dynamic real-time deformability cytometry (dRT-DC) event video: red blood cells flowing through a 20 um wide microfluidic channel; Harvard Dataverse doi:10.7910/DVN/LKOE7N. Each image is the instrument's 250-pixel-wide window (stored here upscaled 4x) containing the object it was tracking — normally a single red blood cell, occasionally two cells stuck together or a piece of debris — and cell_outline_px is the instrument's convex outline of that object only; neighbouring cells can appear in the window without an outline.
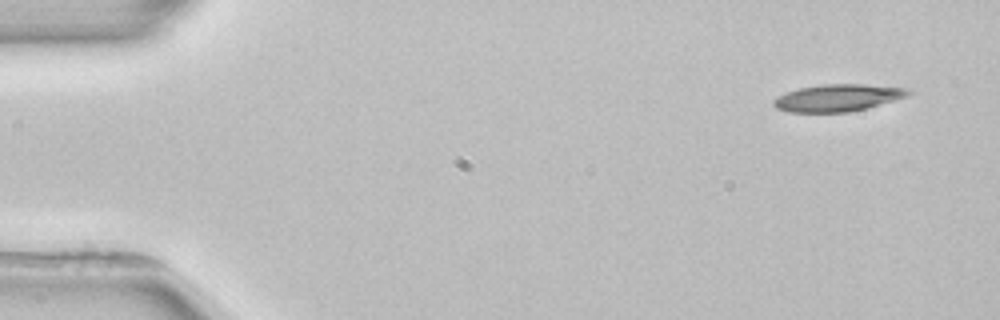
{"species": "common noctule bat (a hibernating species)", "species_latin": "Nyctalus noctula", "temperature_condition": "room temperature", "stored_images_in_passage": 5, "camera_frame_rate_fps": 3000, "um_per_image_px": 0.085, "animal": {"sex": "female", "body_mass_g": 22.7, "forearm_length_mm": 54.2}, "frame": {"image": 1, "passage_image": 1, "time_ms": 0.0, "image_size_px": [1000, 320], "cell_outline_px": [[912, 92], [904, 96], [868, 108], [848, 112], [788, 112], [776, 108], [772, 104], [772, 100], [788, 92], [800, 88], [824, 84], [864, 84], [904, 88]], "centroid_in_image_um": [71.15, 8.32], "position_along_channel_um": 13.8, "area_um2": 20.87}}
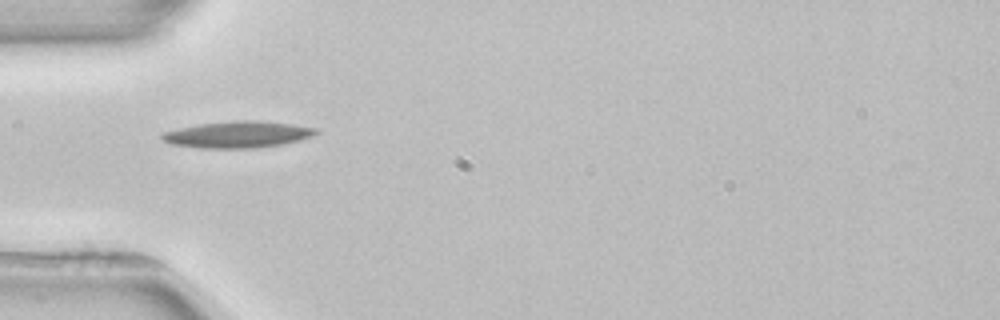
{"frame": {"image": 2, "passage_image": 4, "time_ms": 4.333, "image_size_px": [1000, 320], "cell_outline_px": [[320, 132], [312, 136], [300, 140], [284, 144], [256, 148], [200, 148], [168, 144], [160, 140], [160, 132], [196, 124], [236, 120], [260, 120], [296, 124], [316, 128]], "centroid_in_image_um": [20.17, 11.43], "position_along_channel_um": 64.8, "area_um2": 24.45}}